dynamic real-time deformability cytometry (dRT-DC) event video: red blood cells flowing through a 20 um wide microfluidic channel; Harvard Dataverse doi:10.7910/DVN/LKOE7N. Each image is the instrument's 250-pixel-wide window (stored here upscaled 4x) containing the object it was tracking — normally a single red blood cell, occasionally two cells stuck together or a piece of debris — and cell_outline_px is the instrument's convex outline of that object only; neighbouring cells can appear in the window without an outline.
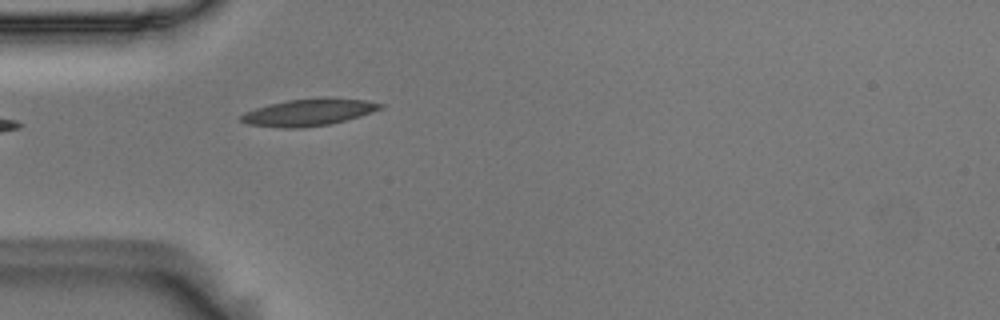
{"species": "Egyptian fruit bat (a non-hibernating species)", "species_latin": "Rousettus aegyptiacus", "temperature_condition": "room temperature", "stored_images_in_passage": 5, "camera_frame_rate_fps": 3000, "um_per_image_px": 0.085, "animal": {"sex": "male"}, "frame": {"image": 1, "passage_image": 5, "time_ms": 1.333, "image_size_px": [1000, 320], "cell_outline_px": [[384, 108], [360, 116], [328, 124], [300, 128], [284, 128], [248, 124], [240, 120], [240, 116], [244, 112], [268, 104], [288, 100], [324, 96], [328, 96], [364, 100], [384, 104]], "centroid_in_image_um": [26.26, 9.52], "position_along_channel_um": 58.7, "area_um2": 22.02}}